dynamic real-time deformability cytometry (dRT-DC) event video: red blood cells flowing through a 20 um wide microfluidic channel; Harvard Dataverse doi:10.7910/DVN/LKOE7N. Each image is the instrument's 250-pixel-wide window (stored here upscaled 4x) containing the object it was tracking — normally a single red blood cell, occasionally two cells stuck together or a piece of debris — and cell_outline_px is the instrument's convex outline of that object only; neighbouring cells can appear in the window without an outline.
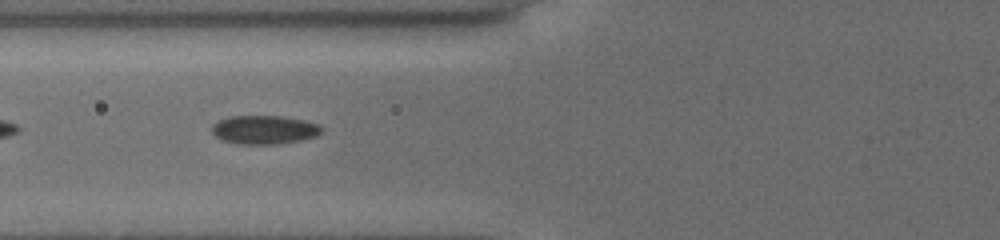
{"species": "common noctule bat (a hibernating species)", "species_latin": "Nyctalus noctula", "temperature_condition": "cold", "stored_images_in_passage": 37, "camera_frame_rate_fps": 3000, "um_per_image_px": 0.085, "animal": {"sex": "female", "body_mass_g": 19.5, "forearm_length_mm": 54.1}, "frame": {"image": 1, "passage_image": 6, "time_ms": 1.667, "image_size_px": [1000, 240], "cell_outline_px": [[320, 132], [316, 136], [300, 140], [276, 144], [240, 144], [224, 140], [216, 136], [212, 132], [212, 124], [216, 120], [228, 116], [284, 116], [304, 120], [320, 124]], "centroid_in_image_um": [22.43, 11.01], "position_along_channel_um": 103.4, "area_um2": 18.32}}
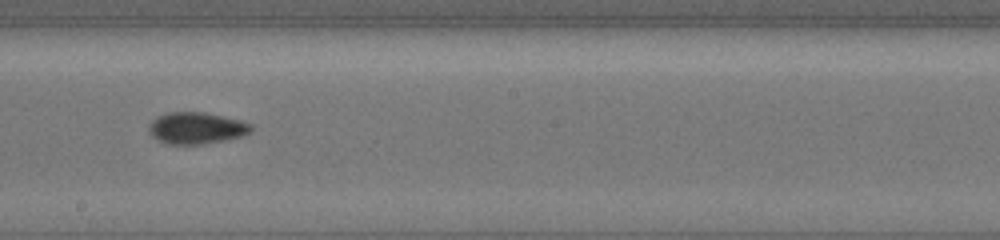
{"frame": {"image": 2, "passage_image": 16, "time_ms": 5.0, "image_size_px": [1000, 240], "cell_outline_px": [[252, 128], [248, 132], [240, 136], [200, 144], [168, 144], [152, 136], [148, 128], [148, 124], [156, 116], [168, 112], [204, 112], [240, 120], [252, 124]], "centroid_in_image_um": [16.64, 10.86], "position_along_channel_um": 231.6, "area_um2": 18.55}}
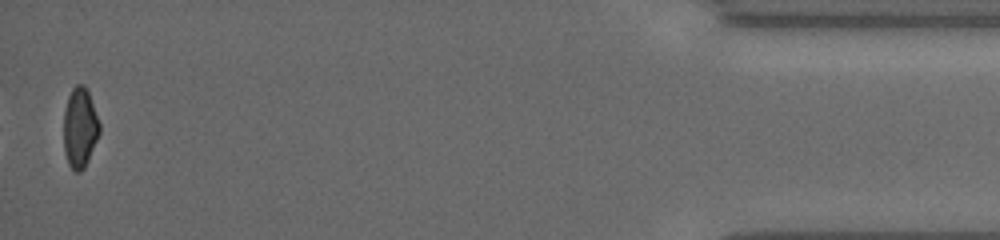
{"frame": {"image": 3, "passage_image": 37, "time_ms": 12.0, "image_size_px": [1000, 240], "cell_outline_px": [[100, 132], [88, 160], [84, 168], [80, 172], [76, 172], [68, 164], [64, 152], [64, 112], [68, 96], [72, 88], [76, 84], [84, 84], [88, 92], [100, 124]], "centroid_in_image_um": [6.78, 10.86], "position_along_channel_um": 428.4, "area_um2": 16.65}, "authors_computed_cell_mechanics": {"area_um2": 17.8602, "velocity_mm_per_s": 3.8395, "shape_relaxation_time_tau1_ms": 4.1082, "shape_relaxation_time_tau2_ms": 4.4335, "deformation_change_tau1": 0.0863, "deformation_change_tau2": 0.0841}}